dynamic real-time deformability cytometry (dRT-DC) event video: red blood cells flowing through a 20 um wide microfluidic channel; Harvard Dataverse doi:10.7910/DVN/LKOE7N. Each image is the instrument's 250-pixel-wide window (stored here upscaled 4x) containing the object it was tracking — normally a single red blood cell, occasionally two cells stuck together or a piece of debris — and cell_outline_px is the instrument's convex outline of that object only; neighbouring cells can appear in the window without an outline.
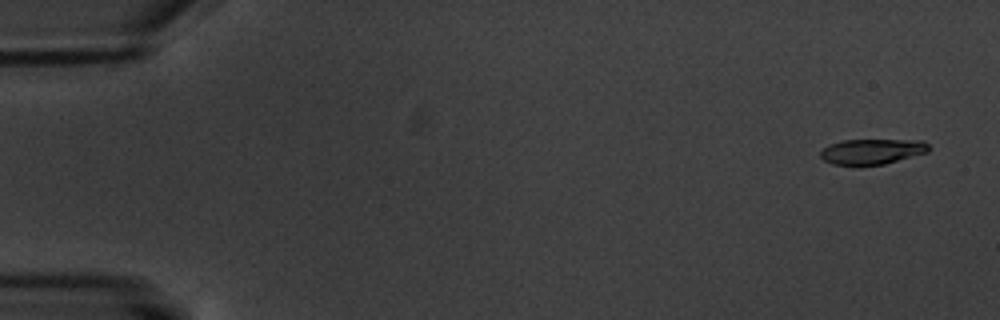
{"species": "common noctule bat (a hibernating species)", "species_latin": "Nyctalus noctula", "temperature_condition": "warm", "stored_images_in_passage": 18, "segment_of_instrument_passage": [1, 2], "camera_frame_rate_fps": 3000, "um_per_image_px": 0.085, "animal": {"sex": "male", "body_mass_g": 20.1, "forearm_length_mm": 53.5}, "frame": {"image": 1, "passage_image": 1, "time_ms": 0.0, "image_size_px": [1000, 320], "cell_outline_px": [[928, 152], [884, 164], [860, 168], [832, 164], [824, 160], [820, 156], [820, 152], [824, 148], [840, 140], [924, 140], [928, 144]], "centroid_in_image_um": [74.09, 12.91], "position_along_channel_um": 10.9, "area_um2": 16.47}}
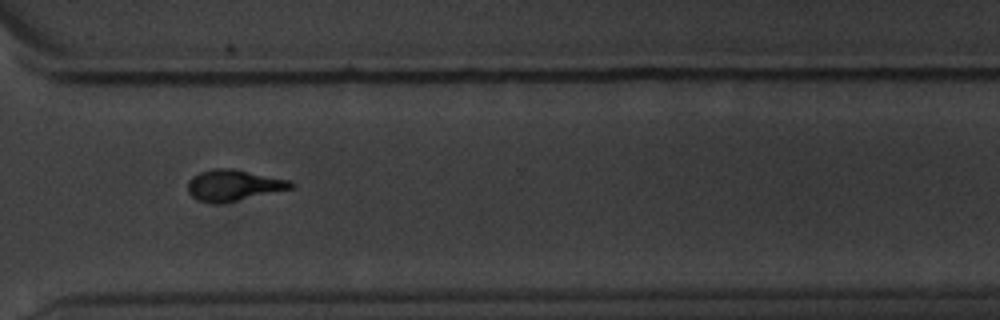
{"frame": {"image": 2, "passage_image": 13, "time_ms": 14.0, "image_size_px": [1000, 320], "cell_outline_px": [[296, 184], [292, 188], [236, 200], [216, 204], [196, 200], [188, 192], [188, 180], [192, 176], [200, 172], [212, 168], [232, 168], [292, 180]], "centroid_in_image_um": [19.83, 15.73], "position_along_channel_um": 350.8, "area_um2": 18.67}}
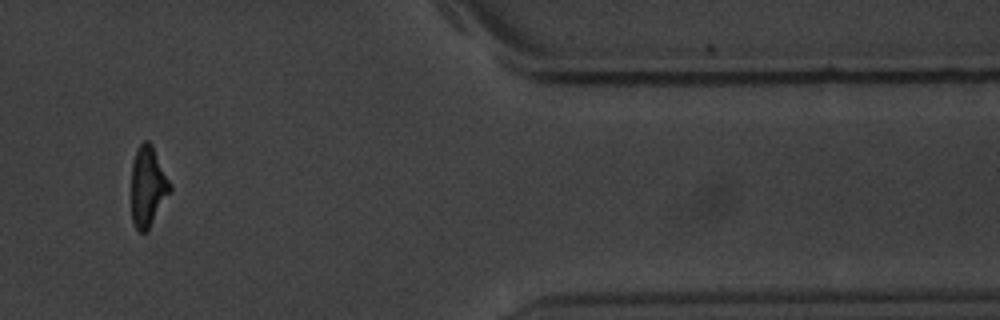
{"frame": {"image": 3, "passage_image": 15, "time_ms": 16.333, "image_size_px": [1000, 320], "cell_outline_px": [[172, 188], [148, 228], [144, 232], [140, 232], [136, 228], [132, 220], [132, 164], [136, 152], [140, 144], [144, 140], [148, 140], [152, 144], [172, 184]], "centroid_in_image_um": [12.57, 15.8], "position_along_channel_um": 398.8, "area_um2": 17.74}}